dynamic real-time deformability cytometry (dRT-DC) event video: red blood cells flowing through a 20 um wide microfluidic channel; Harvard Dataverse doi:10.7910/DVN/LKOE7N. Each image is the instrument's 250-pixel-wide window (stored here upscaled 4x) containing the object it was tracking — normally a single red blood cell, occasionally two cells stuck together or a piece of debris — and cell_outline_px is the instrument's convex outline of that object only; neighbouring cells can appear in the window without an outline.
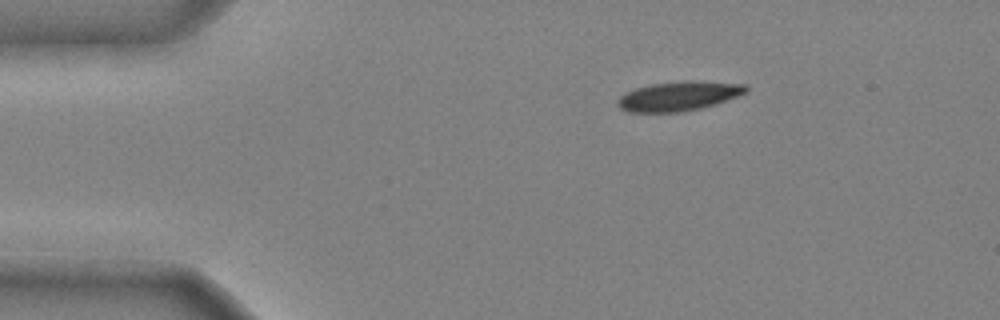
{"species": "common noctule bat (a hibernating species)", "species_latin": "Nyctalus noctula", "temperature_condition": "cold", "stored_images_in_passage": 37, "camera_frame_rate_fps": 3000, "um_per_image_px": 0.085, "animal": {"sex": "male", "body_mass_g": 20.4}, "frame": {"image": 1, "passage_image": 1, "time_ms": 0.0, "image_size_px": [1000, 320], "cell_outline_px": [[748, 92], [716, 104], [684, 112], [628, 112], [620, 108], [616, 104], [616, 100], [620, 96], [636, 88], [652, 84], [684, 80], [688, 80], [748, 84]], "centroid_in_image_um": [57.71, 8.17], "position_along_channel_um": 27.3, "area_um2": 22.14}}
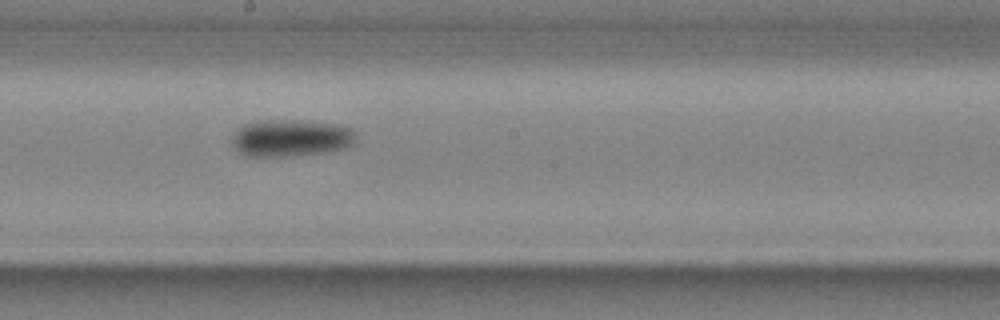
{"frame": {"image": 2, "passage_image": 20, "time_ms": 6.333, "image_size_px": [1000, 320], "cell_outline_px": [[356, 144], [344, 148], [324, 152], [296, 156], [244, 156], [232, 144], [232, 136], [244, 124], [256, 120], [300, 120], [344, 124], [352, 128], [356, 132]], "centroid_in_image_um": [24.79, 11.71], "position_along_channel_um": 223.4, "area_um2": 27.28}}
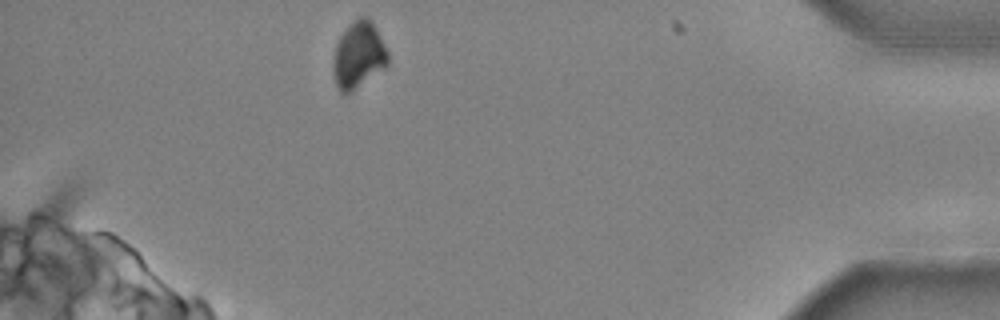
{"frame": {"image": 3, "passage_image": 37, "time_ms": 12.0, "image_size_px": [1000, 320], "cell_outline_px": [[388, 64], [384, 68], [348, 92], [340, 92], [336, 84], [336, 44], [340, 36], [360, 16], [368, 16], [372, 20], [388, 52]], "centroid_in_image_um": [30.54, 4.63], "position_along_channel_um": 404.7, "area_um2": 20.06}, "authors_computed_cell_mechanics": {"area_um2": 23.9292, "velocity_mm_per_s": 3.9679, "shape_relaxation_time_tau1_ms": 3.1607, "shape_relaxation_time_tau2_ms": null, "deformation_change_tau1": 0.1245, "deformation_change_tau2": null}}